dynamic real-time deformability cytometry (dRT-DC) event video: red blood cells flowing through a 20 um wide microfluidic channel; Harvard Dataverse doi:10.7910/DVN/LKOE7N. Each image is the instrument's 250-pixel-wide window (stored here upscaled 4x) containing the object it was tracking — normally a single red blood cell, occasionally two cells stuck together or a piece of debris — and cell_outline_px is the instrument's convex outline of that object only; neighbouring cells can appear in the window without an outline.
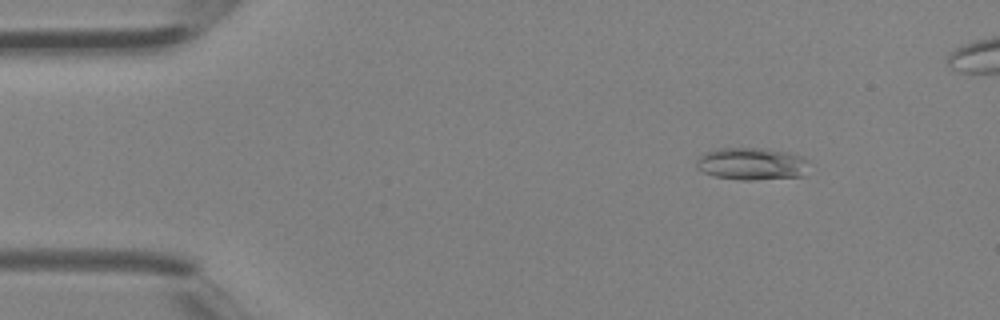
{"species": "Egyptian fruit bat (a non-hibernating species)", "species_latin": "Rousettus aegyptiacus", "temperature_condition": "room temperature", "stored_images_in_passage": 4, "camera_frame_rate_fps": 3000, "um_per_image_px": 0.085, "animal": {"sex": "female"}, "frame": {"image": 1, "passage_image": 2, "time_ms": 0.333, "image_size_px": [1000, 320], "cell_outline_px": [[808, 160], [804, 176], [752, 180], [740, 180], [716, 176], [704, 172], [696, 168], [696, 160], [704, 152], [720, 148], [768, 148], [788, 152], [800, 156]], "centroid_in_image_um": [63.88, 13.92], "position_along_channel_um": 21.1, "area_um2": 21.27}}